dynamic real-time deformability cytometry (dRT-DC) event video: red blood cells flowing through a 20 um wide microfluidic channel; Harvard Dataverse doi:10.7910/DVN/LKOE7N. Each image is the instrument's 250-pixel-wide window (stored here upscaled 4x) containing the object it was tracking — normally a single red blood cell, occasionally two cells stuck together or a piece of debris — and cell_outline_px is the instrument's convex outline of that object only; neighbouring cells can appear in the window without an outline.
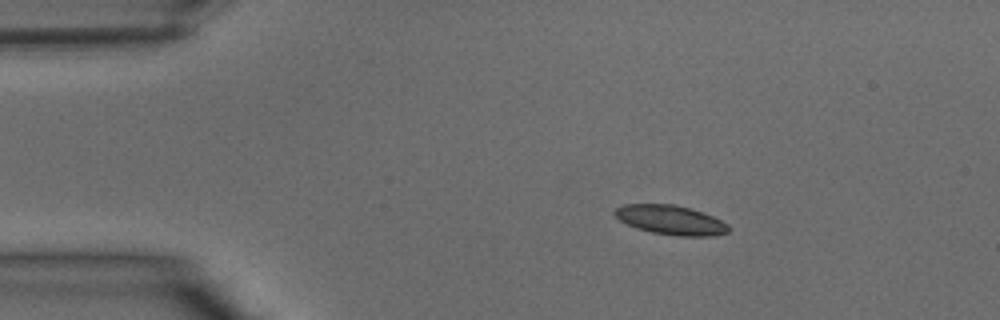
{"species": "common noctule bat (a hibernating species)", "species_latin": "Nyctalus noctula", "temperature_condition": "warm", "stored_images_in_passage": 39, "camera_frame_rate_fps": 3000, "um_per_image_px": 0.085, "animal": {"sex": "male", "body_mass_g": 15.6}, "frame": {"image": 1, "passage_image": 6, "time_ms": 1.667, "image_size_px": [1000, 320], "cell_outline_px": [[728, 232], [716, 236], [680, 236], [652, 232], [636, 228], [620, 220], [612, 212], [616, 208], [624, 204], [676, 204], [712, 216], [728, 224]], "centroid_in_image_um": [56.99, 18.7], "position_along_channel_um": 28.0, "area_um2": 19.31}}
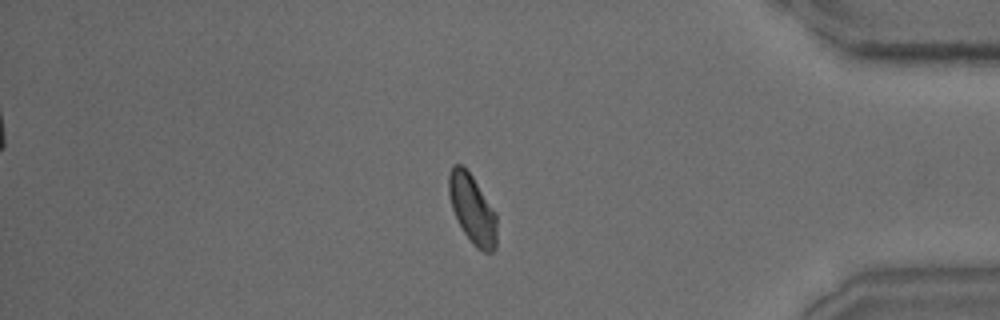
{"frame": {"image": 2, "passage_image": 33, "time_ms": 10.667, "image_size_px": [1000, 320], "cell_outline_px": [[496, 248], [492, 252], [484, 252], [476, 248], [472, 244], [464, 232], [452, 208], [448, 192], [448, 172], [452, 164], [460, 164], [472, 176], [496, 212]], "centroid_in_image_um": [40.14, 17.77], "position_along_channel_um": 395.1, "area_um2": 19.25}}
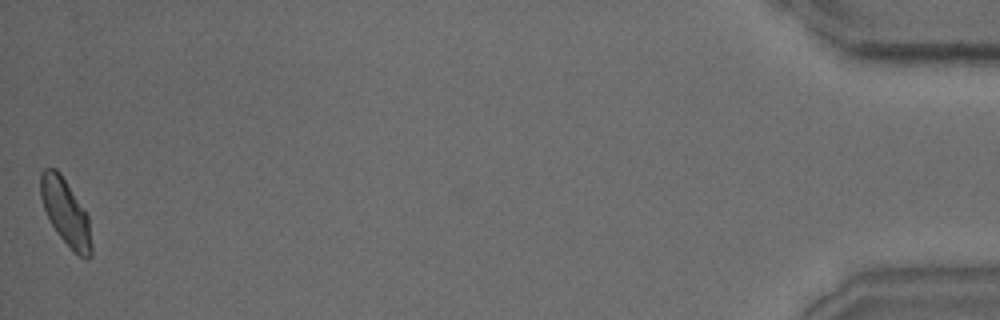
{"frame": {"image": 3, "passage_image": 39, "time_ms": 12.667, "image_size_px": [1000, 320], "cell_outline_px": [[92, 256], [88, 260], [80, 256], [56, 232], [44, 208], [40, 196], [40, 172], [44, 168], [56, 168], [60, 172], [88, 216], [92, 248]], "centroid_in_image_um": [5.57, 18.02], "position_along_channel_um": 429.6, "area_um2": 19.25}}